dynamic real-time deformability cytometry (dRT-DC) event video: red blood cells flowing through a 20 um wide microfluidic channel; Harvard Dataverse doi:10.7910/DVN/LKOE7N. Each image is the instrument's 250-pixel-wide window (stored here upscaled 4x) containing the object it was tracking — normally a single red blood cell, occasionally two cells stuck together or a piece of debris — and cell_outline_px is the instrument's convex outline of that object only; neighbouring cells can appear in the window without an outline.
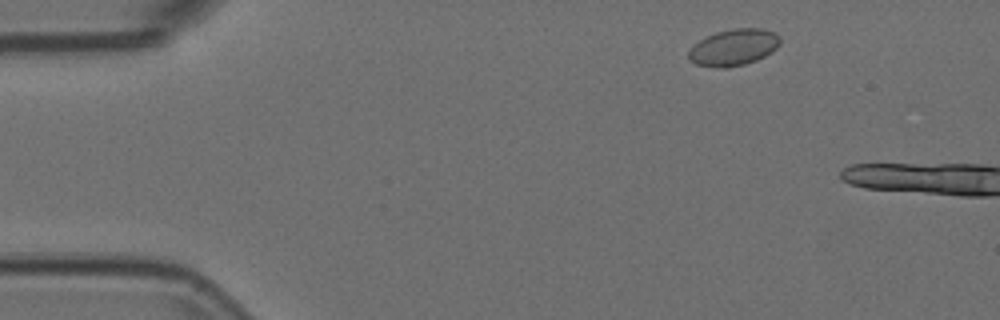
{"species": "Egyptian fruit bat (a non-hibernating species)", "species_latin": "Rousettus aegyptiacus", "temperature_condition": "room temperature", "stored_images_in_passage": 6, "camera_frame_rate_fps": 3000, "um_per_image_px": 0.085, "animal": {"sex": "female"}, "frame": {"image": 1, "passage_image": 2, "time_ms": 0.333, "image_size_px": [1000, 320], "cell_outline_px": [[780, 44], [772, 52], [756, 60], [744, 64], [728, 68], [720, 68], [696, 64], [688, 60], [688, 52], [700, 40], [716, 32], [732, 28], [764, 28], [772, 32], [780, 40]], "centroid_in_image_um": [62.35, 4.03], "position_along_channel_um": 22.6, "area_um2": 19.31}}